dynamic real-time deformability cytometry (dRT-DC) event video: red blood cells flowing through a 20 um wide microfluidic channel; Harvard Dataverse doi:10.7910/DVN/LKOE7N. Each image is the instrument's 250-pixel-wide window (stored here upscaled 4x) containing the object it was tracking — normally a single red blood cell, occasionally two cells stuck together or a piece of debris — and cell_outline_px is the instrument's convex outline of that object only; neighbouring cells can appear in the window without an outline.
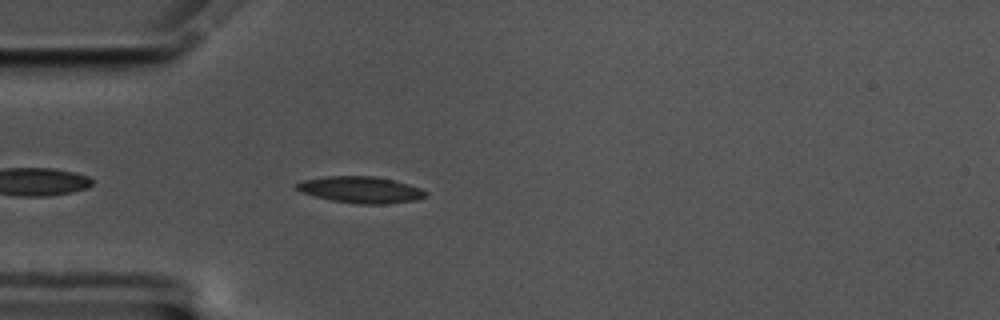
{"species": "common noctule bat (a hibernating species)", "species_latin": "Nyctalus noctula", "temperature_condition": "cold", "stored_images_in_passage": 46, "camera_frame_rate_fps": 3000, "um_per_image_px": 0.085, "animal": {"sex": "male", "body_mass_g": 17.5, "forearm_length_mm": 52.3}, "frame": {"image": 1, "passage_image": 4, "time_ms": 1.0, "image_size_px": [1000, 320], "cell_outline_px": [[428, 192], [424, 196], [416, 200], [384, 204], [360, 204], [332, 200], [300, 192], [296, 188], [296, 184], [304, 180], [324, 176], [376, 176], [396, 180], [420, 188]], "centroid_in_image_um": [30.67, 16.12], "position_along_channel_um": 54.3, "area_um2": 19.83}}
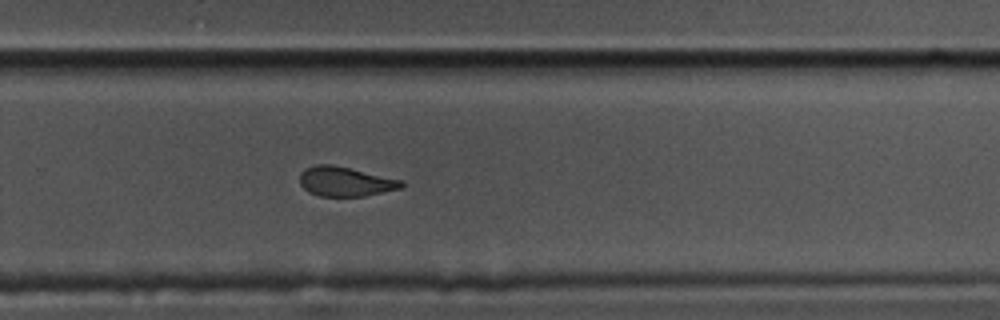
{"frame": {"image": 2, "passage_image": 26, "time_ms": 8.333, "image_size_px": [1000, 320], "cell_outline_px": [[404, 184], [400, 188], [364, 196], [320, 196], [308, 192], [300, 184], [300, 172], [304, 168], [316, 164], [332, 164], [404, 180]], "centroid_in_image_um": [29.33, 15.42], "position_along_channel_um": 300.5, "area_um2": 17.57}}
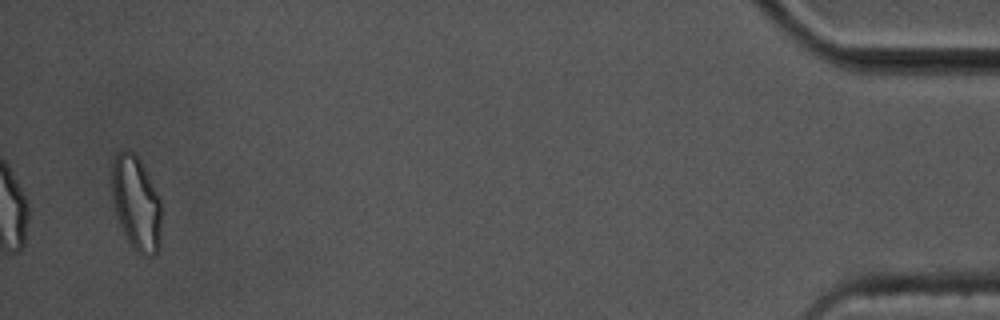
{"frame": {"image": 3, "passage_image": 44, "time_ms": 14.333, "image_size_px": [1000, 320], "cell_outline_px": [[160, 248], [152, 256], [144, 256], [136, 252], [132, 248], [120, 224], [112, 200], [112, 156], [116, 152], [124, 148], [128, 148], [136, 152], [160, 200]], "centroid_in_image_um": [11.55, 17.22], "position_along_channel_um": 423.6, "area_um2": 27.4}, "authors_computed_cell_mechanics": {"area_um2": 19.2763, "velocity_mm_per_s": 3.4474, "shape_relaxation_time_tau1_ms": 5.7894, "shape_relaxation_time_tau2_ms": 2.3739, "deformation_change_tau1": 0.1413, "deformation_change_tau2": 0.0909}}